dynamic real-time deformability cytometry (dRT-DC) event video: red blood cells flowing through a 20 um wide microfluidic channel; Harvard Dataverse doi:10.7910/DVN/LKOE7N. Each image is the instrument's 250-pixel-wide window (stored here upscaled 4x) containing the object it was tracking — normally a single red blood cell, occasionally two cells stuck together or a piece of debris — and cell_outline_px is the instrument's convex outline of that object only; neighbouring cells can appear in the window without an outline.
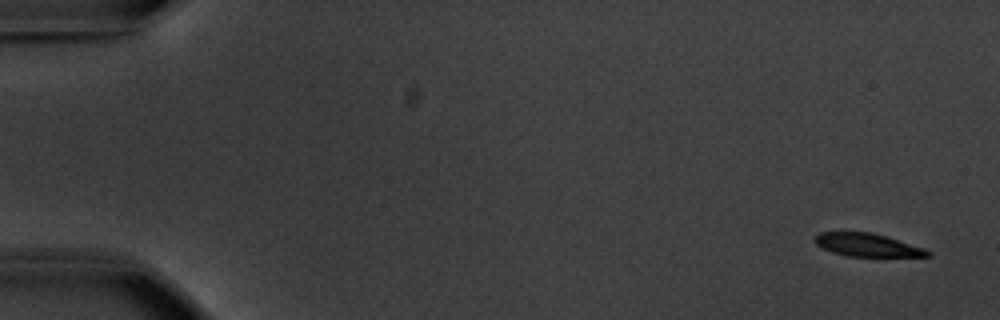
{"species": "common noctule bat (a hibernating species)", "species_latin": "Nyctalus noctula", "temperature_condition": "warm", "stored_images_in_passage": 2, "camera_frame_rate_fps": 3000, "um_per_image_px": 0.085, "animal": {"sex": "male", "body_mass_g": 20.1, "forearm_length_mm": 53.5}, "frame": {"image": 1, "passage_image": 2, "time_ms": 1.333, "image_size_px": [1000, 320], "cell_outline_px": [[932, 256], [848, 256], [832, 252], [816, 244], [812, 240], [820, 232], [872, 232], [888, 236], [924, 248], [932, 252]], "centroid_in_image_um": [73.74, 20.81], "position_along_channel_um": 11.3, "area_um2": 15.14}}